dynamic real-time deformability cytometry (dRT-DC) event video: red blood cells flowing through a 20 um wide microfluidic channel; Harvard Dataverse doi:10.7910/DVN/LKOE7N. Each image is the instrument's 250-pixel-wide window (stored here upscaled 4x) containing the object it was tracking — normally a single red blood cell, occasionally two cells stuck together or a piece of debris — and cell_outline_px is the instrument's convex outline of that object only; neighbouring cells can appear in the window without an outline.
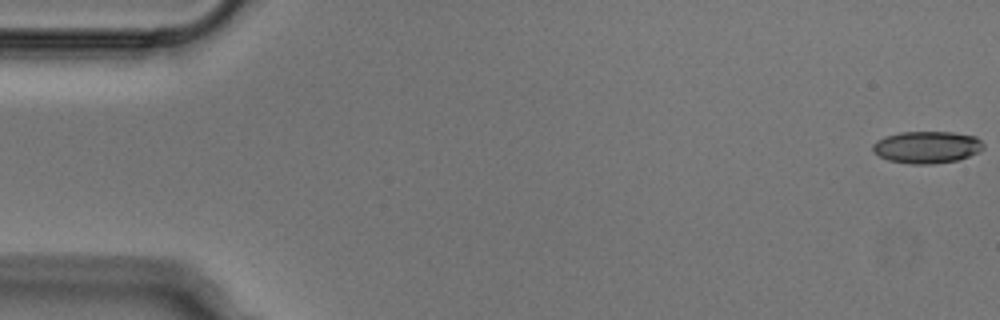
{"species": "Egyptian fruit bat (a non-hibernating species)", "species_latin": "Rousettus aegyptiacus", "temperature_condition": "cold", "stored_images_in_passage": 10, "camera_frame_rate_fps": 3000, "um_per_image_px": 0.085, "animal": {"sex": "male"}, "frame": {"image": 1, "passage_image": 1, "time_ms": 0.0, "image_size_px": [1000, 320], "cell_outline_px": [[984, 148], [980, 152], [956, 160], [932, 164], [908, 164], [888, 160], [872, 152], [872, 144], [876, 140], [884, 136], [900, 132], [952, 132], [976, 136], [984, 144]], "centroid_in_image_um": [78.76, 12.5], "position_along_channel_um": 6.2, "area_um2": 20.87}}